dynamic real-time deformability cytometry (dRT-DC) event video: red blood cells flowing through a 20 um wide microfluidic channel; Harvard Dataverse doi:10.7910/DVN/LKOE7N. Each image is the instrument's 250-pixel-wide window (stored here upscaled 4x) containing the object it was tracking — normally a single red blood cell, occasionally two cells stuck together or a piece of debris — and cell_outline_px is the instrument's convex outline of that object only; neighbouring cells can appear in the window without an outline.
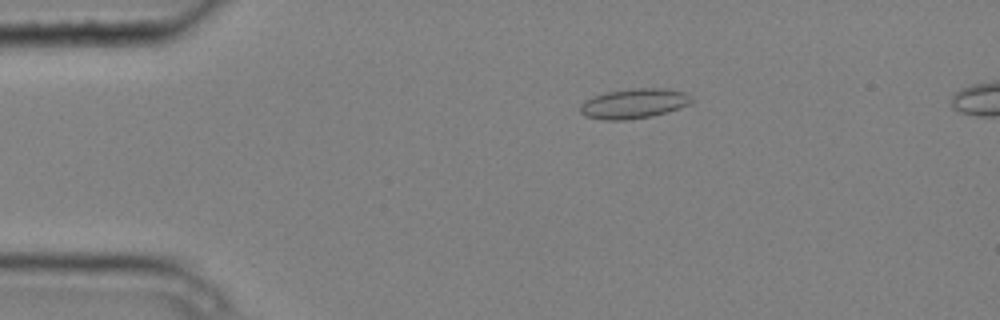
{"species": "common noctule bat (a hibernating species)", "species_latin": "Nyctalus noctula", "temperature_condition": "cold", "stored_images_in_passage": 7, "camera_frame_rate_fps": 3000, "um_per_image_px": 0.085, "animal": {"sex": "male", "body_mass_g": 20.4}, "frame": {"image": 1, "passage_image": 3, "time_ms": 0.667, "image_size_px": [1000, 320], "cell_outline_px": [[692, 100], [688, 104], [680, 108], [652, 116], [624, 120], [604, 120], [584, 116], [580, 112], [580, 104], [596, 96], [608, 92], [632, 88], [668, 88], [688, 92], [692, 96]], "centroid_in_image_um": [53.93, 8.79], "position_along_channel_um": 31.1, "area_um2": 19.36}}
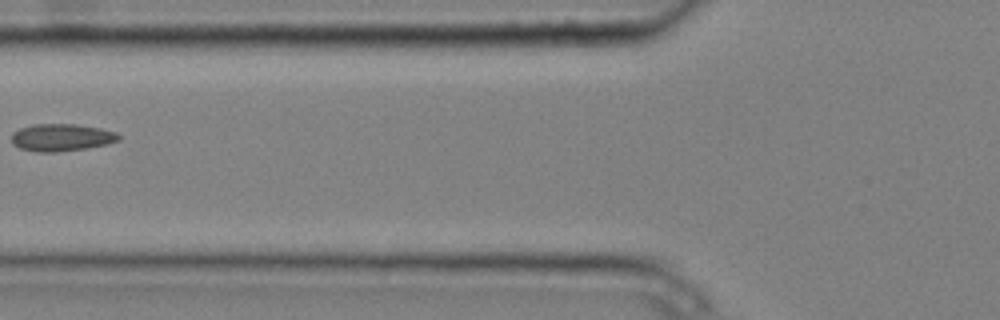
{"frame": {"image": 2, "passage_image": 6, "time_ms": 1.667, "image_size_px": [1000, 320], "cell_outline_px": [[120, 140], [108, 144], [84, 148], [56, 152], [40, 152], [20, 148], [12, 144], [12, 132], [20, 128], [32, 124], [76, 124], [100, 128], [116, 132], [120, 136]], "centroid_in_image_um": [5.22, 11.67], "position_along_channel_um": 120.6, "area_um2": 17.05}}
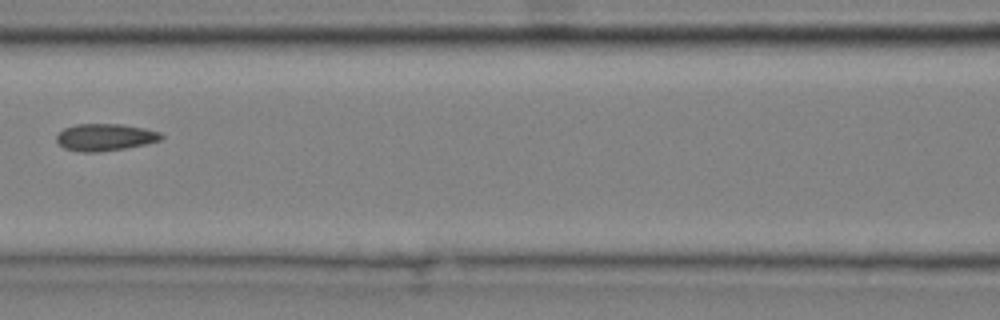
{"frame": {"image": 3, "passage_image": 7, "time_ms": 2.0, "image_size_px": [1000, 320], "cell_outline_px": [[164, 136], [160, 140], [144, 144], [124, 148], [100, 152], [80, 152], [64, 148], [56, 140], [56, 136], [64, 128], [76, 124], [120, 124], [144, 128], [160, 132]], "centroid_in_image_um": [8.91, 11.66], "position_along_channel_um": 157.7, "area_um2": 16.42}}